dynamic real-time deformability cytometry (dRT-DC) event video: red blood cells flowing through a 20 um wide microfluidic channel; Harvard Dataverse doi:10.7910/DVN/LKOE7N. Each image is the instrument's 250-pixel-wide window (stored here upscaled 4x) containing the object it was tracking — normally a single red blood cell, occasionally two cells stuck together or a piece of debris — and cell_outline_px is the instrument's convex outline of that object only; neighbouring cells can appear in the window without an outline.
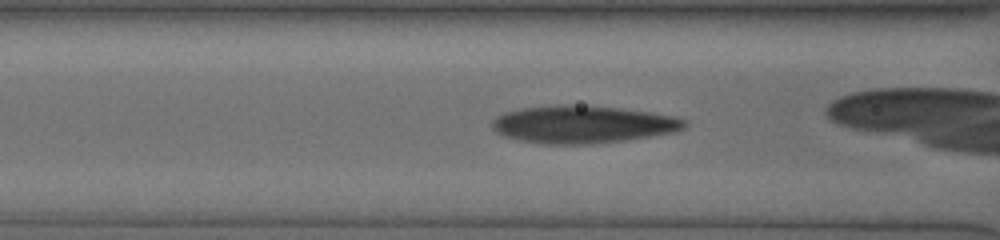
{"species": "human", "species_latin": "Homo sapiens", "temperature_condition": "cold", "stored_images_in_passage": 44, "camera_frame_rate_fps": 3000, "um_per_image_px": 0.085, "donor": {"sex": "male"}, "frame": {"image": 1, "passage_image": 22, "time_ms": 7.0, "image_size_px": [1000, 240], "cell_outline_px": [[688, 124], [684, 128], [676, 132], [628, 140], [592, 144], [544, 144], [520, 140], [504, 136], [496, 132], [492, 128], [492, 120], [496, 116], [504, 112], [524, 108], [556, 104], [620, 108], [676, 116], [688, 120]], "centroid_in_image_um": [49.56, 10.58], "position_along_channel_um": 117.0, "area_um2": 42.31}}
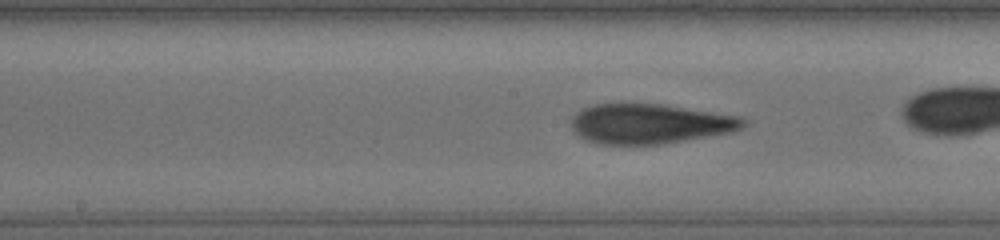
{"frame": {"image": 2, "passage_image": 28, "time_ms": 9.0, "image_size_px": [1000, 240], "cell_outline_px": [[744, 124], [740, 128], [732, 132], [660, 144], [600, 144], [584, 140], [576, 136], [572, 128], [572, 116], [580, 108], [592, 104], [620, 100], [664, 104], [740, 116], [744, 120]], "centroid_in_image_um": [55.11, 10.47], "position_along_channel_um": 193.1, "area_um2": 41.04}}
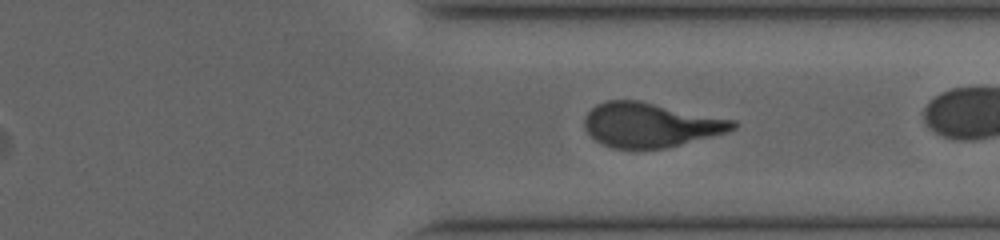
{"frame": {"image": 3, "passage_image": 41, "time_ms": 13.333, "image_size_px": [1000, 240], "cell_outline_px": [[740, 124], [736, 128], [728, 132], [664, 148], [612, 148], [596, 140], [584, 128], [584, 116], [596, 104], [608, 100], [640, 100], [736, 120]], "centroid_in_image_um": [55.31, 10.6], "position_along_channel_um": 356.1, "area_um2": 38.44}}